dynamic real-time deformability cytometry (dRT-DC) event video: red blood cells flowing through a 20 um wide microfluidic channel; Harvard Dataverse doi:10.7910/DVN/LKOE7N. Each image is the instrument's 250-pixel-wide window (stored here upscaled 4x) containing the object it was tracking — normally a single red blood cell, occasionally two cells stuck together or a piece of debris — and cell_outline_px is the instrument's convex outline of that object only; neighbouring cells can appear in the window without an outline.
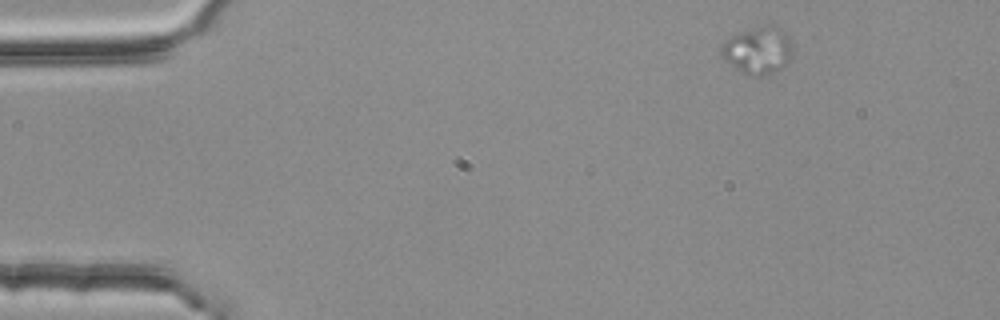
{"species": "common noctule bat (a hibernating species)", "species_latin": "Nyctalus noctula", "temperature_condition": "room temperature", "stored_images_in_passage": 3, "camera_frame_rate_fps": 3000, "um_per_image_px": 0.085, "animal": {"sex": "female", "body_mass_g": 25.1}, "frame": {"image": 1, "passage_image": 1, "time_ms": 0.0, "image_size_px": [1000, 320], "cell_outline_px": [[792, 56], [788, 64], [784, 68], [760, 76], [752, 76], [740, 72], [724, 60], [720, 56], [720, 44], [724, 40], [740, 32], [764, 24], [780, 28], [792, 40]], "centroid_in_image_um": [64.42, 4.29], "position_along_channel_um": 20.6, "area_um2": 20.06}}
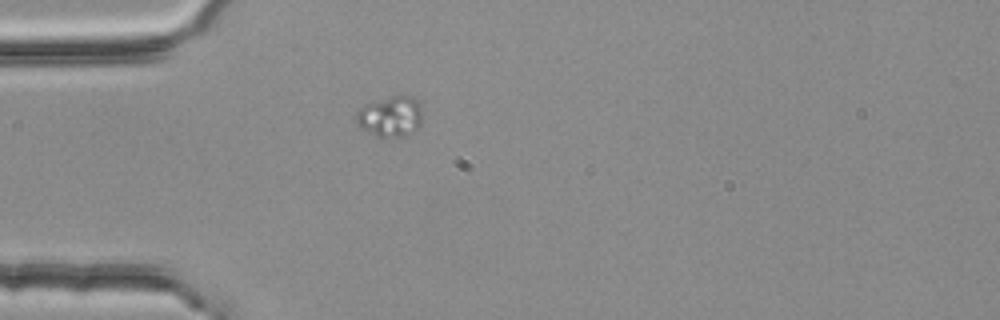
{"frame": {"image": 2, "passage_image": 3, "time_ms": 0.667, "image_size_px": [1000, 320], "cell_outline_px": [[420, 124], [416, 132], [404, 136], [376, 136], [360, 128], [356, 124], [356, 112], [364, 104], [392, 96], [412, 96], [420, 104]], "centroid_in_image_um": [33.16, 9.91], "position_along_channel_um": 51.8, "area_um2": 15.61}}